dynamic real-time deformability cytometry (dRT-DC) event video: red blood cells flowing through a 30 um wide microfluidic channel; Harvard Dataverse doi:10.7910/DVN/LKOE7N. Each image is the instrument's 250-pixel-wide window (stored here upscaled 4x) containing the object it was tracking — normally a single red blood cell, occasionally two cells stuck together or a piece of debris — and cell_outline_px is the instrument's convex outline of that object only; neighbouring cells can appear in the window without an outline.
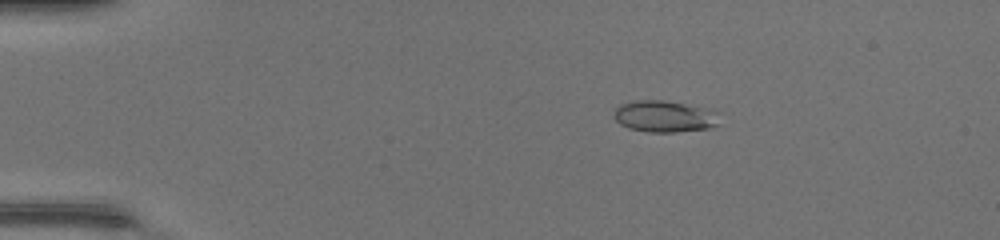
{"species": "common noctule bat (a hibernating species)", "species_latin": "Nyctalus noctula", "temperature_condition": "warm", "stored_images_in_passage": 41, "camera_frame_rate_fps": 3000, "um_per_image_px": 0.085, "animal": {"sex": "female", "body_mass_g": 17.0, "forearm_length_mm": 48.0}, "frame": {"image": 1, "passage_image": 2, "time_ms": 0.333, "image_size_px": [1000, 240], "cell_outline_px": [[724, 112], [720, 124], [708, 128], [676, 132], [648, 132], [628, 128], [620, 124], [612, 116], [616, 108], [620, 104], [636, 100], [664, 100], [712, 108]], "centroid_in_image_um": [56.6, 9.88], "position_along_channel_um": 28.4, "area_um2": 20.17}}
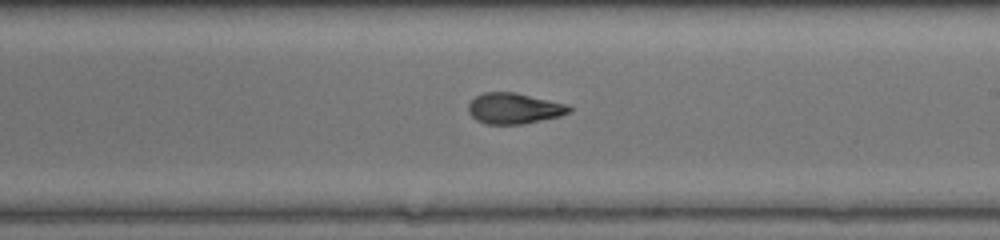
{"frame": {"image": 2, "passage_image": 22, "time_ms": 7.0, "image_size_px": [1000, 240], "cell_outline_px": [[572, 112], [560, 116], [524, 124], [484, 124], [476, 120], [468, 112], [468, 104], [476, 96], [484, 92], [516, 92], [568, 104], [572, 108]], "centroid_in_image_um": [43.72, 9.21], "position_along_channel_um": 245.3, "area_um2": 18.32}}
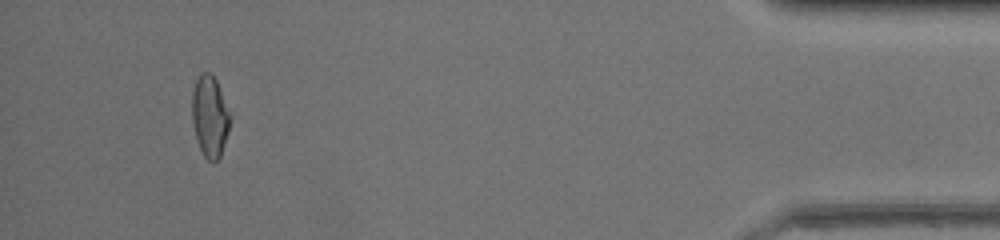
{"frame": {"image": 3, "passage_image": 38, "time_ms": 12.333, "image_size_px": [1000, 240], "cell_outline_px": [[232, 112], [228, 132], [220, 156], [216, 160], [208, 160], [204, 156], [196, 140], [192, 120], [192, 88], [200, 72], [208, 72], [216, 80]], "centroid_in_image_um": [17.84, 9.85], "position_along_channel_um": 417.4, "area_um2": 18.26}, "authors_computed_cell_mechanics": {"area_um2": 18.496, "velocity_mm_per_s": 4.4431, "shape_relaxation_time_tau1_ms": 4.7996, "shape_relaxation_time_tau2_ms": 1.4828, "deformation_change_tau1": 0.2174, "deformation_change_tau2": 0.0838}}